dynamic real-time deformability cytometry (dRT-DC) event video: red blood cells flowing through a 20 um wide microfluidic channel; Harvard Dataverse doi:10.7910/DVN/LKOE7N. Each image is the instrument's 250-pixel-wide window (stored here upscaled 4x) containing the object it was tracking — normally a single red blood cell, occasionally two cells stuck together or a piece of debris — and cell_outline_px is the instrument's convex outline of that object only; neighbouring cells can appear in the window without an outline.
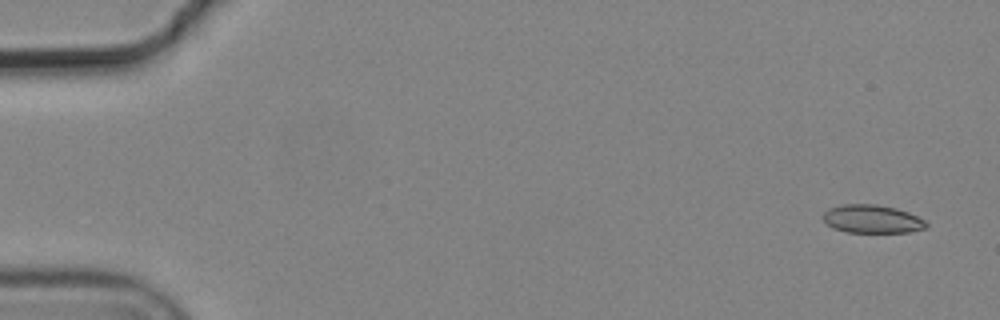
{"species": "common noctule bat (a hibernating species)", "species_latin": "Nyctalus noctula", "temperature_condition": "cold", "stored_images_in_passage": 5, "camera_frame_rate_fps": 3000, "um_per_image_px": 0.085, "animal": {"sex": "male", "body_mass_g": 19.2, "forearm_length_mm": 51.8}, "frame": {"image": 1, "passage_image": 1, "time_ms": 0.0, "image_size_px": [1000, 320], "cell_outline_px": [[928, 228], [908, 232], [848, 232], [832, 228], [824, 220], [824, 212], [828, 208], [844, 204], [876, 204], [896, 208], [908, 212], [924, 220], [928, 224]], "centroid_in_image_um": [74.14, 18.61], "position_along_channel_um": 10.9, "area_um2": 16.94}}